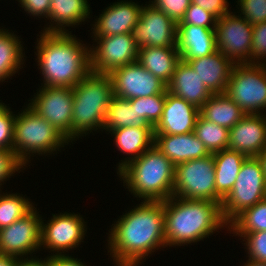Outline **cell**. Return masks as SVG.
<instances>
[{
	"label": "cell",
	"mask_w": 266,
	"mask_h": 266,
	"mask_svg": "<svg viewBox=\"0 0 266 266\" xmlns=\"http://www.w3.org/2000/svg\"><path fill=\"white\" fill-rule=\"evenodd\" d=\"M123 214L111 225L108 253L115 266H139L166 247L163 201H142Z\"/></svg>",
	"instance_id": "1"
},
{
	"label": "cell",
	"mask_w": 266,
	"mask_h": 266,
	"mask_svg": "<svg viewBox=\"0 0 266 266\" xmlns=\"http://www.w3.org/2000/svg\"><path fill=\"white\" fill-rule=\"evenodd\" d=\"M37 36L34 53L43 76L41 86L73 88L91 71L90 47L75 34L42 31Z\"/></svg>",
	"instance_id": "2"
},
{
	"label": "cell",
	"mask_w": 266,
	"mask_h": 266,
	"mask_svg": "<svg viewBox=\"0 0 266 266\" xmlns=\"http://www.w3.org/2000/svg\"><path fill=\"white\" fill-rule=\"evenodd\" d=\"M163 210L166 247L188 246L220 229L228 231L218 202L172 196L163 201Z\"/></svg>",
	"instance_id": "3"
},
{
	"label": "cell",
	"mask_w": 266,
	"mask_h": 266,
	"mask_svg": "<svg viewBox=\"0 0 266 266\" xmlns=\"http://www.w3.org/2000/svg\"><path fill=\"white\" fill-rule=\"evenodd\" d=\"M117 174L137 200L165 201L173 196L175 166L154 145Z\"/></svg>",
	"instance_id": "4"
},
{
	"label": "cell",
	"mask_w": 266,
	"mask_h": 266,
	"mask_svg": "<svg viewBox=\"0 0 266 266\" xmlns=\"http://www.w3.org/2000/svg\"><path fill=\"white\" fill-rule=\"evenodd\" d=\"M72 144L92 131H103L113 83L109 74L90 71L72 88Z\"/></svg>",
	"instance_id": "5"
},
{
	"label": "cell",
	"mask_w": 266,
	"mask_h": 266,
	"mask_svg": "<svg viewBox=\"0 0 266 266\" xmlns=\"http://www.w3.org/2000/svg\"><path fill=\"white\" fill-rule=\"evenodd\" d=\"M13 151L26 166L30 156L54 155L70 141L29 105L15 114ZM65 145V146H64Z\"/></svg>",
	"instance_id": "6"
},
{
	"label": "cell",
	"mask_w": 266,
	"mask_h": 266,
	"mask_svg": "<svg viewBox=\"0 0 266 266\" xmlns=\"http://www.w3.org/2000/svg\"><path fill=\"white\" fill-rule=\"evenodd\" d=\"M266 198V180L258 157H247L236 182L221 204L222 216L229 225L245 209Z\"/></svg>",
	"instance_id": "7"
},
{
	"label": "cell",
	"mask_w": 266,
	"mask_h": 266,
	"mask_svg": "<svg viewBox=\"0 0 266 266\" xmlns=\"http://www.w3.org/2000/svg\"><path fill=\"white\" fill-rule=\"evenodd\" d=\"M225 93L245 114H266V64H235Z\"/></svg>",
	"instance_id": "8"
},
{
	"label": "cell",
	"mask_w": 266,
	"mask_h": 266,
	"mask_svg": "<svg viewBox=\"0 0 266 266\" xmlns=\"http://www.w3.org/2000/svg\"><path fill=\"white\" fill-rule=\"evenodd\" d=\"M173 196L216 202L213 154L180 163L175 167Z\"/></svg>",
	"instance_id": "9"
},
{
	"label": "cell",
	"mask_w": 266,
	"mask_h": 266,
	"mask_svg": "<svg viewBox=\"0 0 266 266\" xmlns=\"http://www.w3.org/2000/svg\"><path fill=\"white\" fill-rule=\"evenodd\" d=\"M41 87V88H40ZM29 106L72 143L73 91L70 87L40 86Z\"/></svg>",
	"instance_id": "10"
},
{
	"label": "cell",
	"mask_w": 266,
	"mask_h": 266,
	"mask_svg": "<svg viewBox=\"0 0 266 266\" xmlns=\"http://www.w3.org/2000/svg\"><path fill=\"white\" fill-rule=\"evenodd\" d=\"M253 25L230 12L216 20L217 50L234 64L251 63Z\"/></svg>",
	"instance_id": "11"
},
{
	"label": "cell",
	"mask_w": 266,
	"mask_h": 266,
	"mask_svg": "<svg viewBox=\"0 0 266 266\" xmlns=\"http://www.w3.org/2000/svg\"><path fill=\"white\" fill-rule=\"evenodd\" d=\"M45 224L41 219V247L48 249L51 254L65 255L68 250H72L84 242L87 232L86 222L80 214L60 213L52 214Z\"/></svg>",
	"instance_id": "12"
},
{
	"label": "cell",
	"mask_w": 266,
	"mask_h": 266,
	"mask_svg": "<svg viewBox=\"0 0 266 266\" xmlns=\"http://www.w3.org/2000/svg\"><path fill=\"white\" fill-rule=\"evenodd\" d=\"M90 46V70L94 73L110 74L126 64L134 63L138 57V46L132 33L97 37Z\"/></svg>",
	"instance_id": "13"
},
{
	"label": "cell",
	"mask_w": 266,
	"mask_h": 266,
	"mask_svg": "<svg viewBox=\"0 0 266 266\" xmlns=\"http://www.w3.org/2000/svg\"><path fill=\"white\" fill-rule=\"evenodd\" d=\"M41 219L34 207L23 218L0 229V255L29 258L41 249ZM25 256V257H24Z\"/></svg>",
	"instance_id": "14"
},
{
	"label": "cell",
	"mask_w": 266,
	"mask_h": 266,
	"mask_svg": "<svg viewBox=\"0 0 266 266\" xmlns=\"http://www.w3.org/2000/svg\"><path fill=\"white\" fill-rule=\"evenodd\" d=\"M132 36L140 47H177V23L150 3L142 6Z\"/></svg>",
	"instance_id": "15"
},
{
	"label": "cell",
	"mask_w": 266,
	"mask_h": 266,
	"mask_svg": "<svg viewBox=\"0 0 266 266\" xmlns=\"http://www.w3.org/2000/svg\"><path fill=\"white\" fill-rule=\"evenodd\" d=\"M109 75L113 83V94L121 98L130 100L167 91V85L137 61L119 67Z\"/></svg>",
	"instance_id": "16"
},
{
	"label": "cell",
	"mask_w": 266,
	"mask_h": 266,
	"mask_svg": "<svg viewBox=\"0 0 266 266\" xmlns=\"http://www.w3.org/2000/svg\"><path fill=\"white\" fill-rule=\"evenodd\" d=\"M106 9L102 11L95 22L91 25V37H106L116 34L132 33L133 28L137 24L143 6L139 2L135 3L132 0H119L109 4Z\"/></svg>",
	"instance_id": "17"
},
{
	"label": "cell",
	"mask_w": 266,
	"mask_h": 266,
	"mask_svg": "<svg viewBox=\"0 0 266 266\" xmlns=\"http://www.w3.org/2000/svg\"><path fill=\"white\" fill-rule=\"evenodd\" d=\"M266 148V114H246L229 129L228 149L257 157Z\"/></svg>",
	"instance_id": "18"
},
{
	"label": "cell",
	"mask_w": 266,
	"mask_h": 266,
	"mask_svg": "<svg viewBox=\"0 0 266 266\" xmlns=\"http://www.w3.org/2000/svg\"><path fill=\"white\" fill-rule=\"evenodd\" d=\"M199 108L166 91V100L160 121L154 127V134L176 135L194 131Z\"/></svg>",
	"instance_id": "19"
},
{
	"label": "cell",
	"mask_w": 266,
	"mask_h": 266,
	"mask_svg": "<svg viewBox=\"0 0 266 266\" xmlns=\"http://www.w3.org/2000/svg\"><path fill=\"white\" fill-rule=\"evenodd\" d=\"M176 46L184 62L208 56L217 51L215 28L177 24Z\"/></svg>",
	"instance_id": "20"
},
{
	"label": "cell",
	"mask_w": 266,
	"mask_h": 266,
	"mask_svg": "<svg viewBox=\"0 0 266 266\" xmlns=\"http://www.w3.org/2000/svg\"><path fill=\"white\" fill-rule=\"evenodd\" d=\"M187 63L212 94L225 93L234 63L219 50Z\"/></svg>",
	"instance_id": "21"
},
{
	"label": "cell",
	"mask_w": 266,
	"mask_h": 266,
	"mask_svg": "<svg viewBox=\"0 0 266 266\" xmlns=\"http://www.w3.org/2000/svg\"><path fill=\"white\" fill-rule=\"evenodd\" d=\"M154 146L170 159L175 167L180 163L210 155L194 132L176 135L154 134Z\"/></svg>",
	"instance_id": "22"
},
{
	"label": "cell",
	"mask_w": 266,
	"mask_h": 266,
	"mask_svg": "<svg viewBox=\"0 0 266 266\" xmlns=\"http://www.w3.org/2000/svg\"><path fill=\"white\" fill-rule=\"evenodd\" d=\"M167 91L199 109L213 95L187 62L180 61L167 85Z\"/></svg>",
	"instance_id": "23"
},
{
	"label": "cell",
	"mask_w": 266,
	"mask_h": 266,
	"mask_svg": "<svg viewBox=\"0 0 266 266\" xmlns=\"http://www.w3.org/2000/svg\"><path fill=\"white\" fill-rule=\"evenodd\" d=\"M90 13L88 0H51L49 22L44 27L43 32L71 33L72 31L65 27L77 26L88 21L87 19L92 17Z\"/></svg>",
	"instance_id": "24"
},
{
	"label": "cell",
	"mask_w": 266,
	"mask_h": 266,
	"mask_svg": "<svg viewBox=\"0 0 266 266\" xmlns=\"http://www.w3.org/2000/svg\"><path fill=\"white\" fill-rule=\"evenodd\" d=\"M114 144L123 154L128 155L117 166V172L128 162L141 156L154 145V128L152 126L123 127L112 130ZM131 157H130V156Z\"/></svg>",
	"instance_id": "25"
},
{
	"label": "cell",
	"mask_w": 266,
	"mask_h": 266,
	"mask_svg": "<svg viewBox=\"0 0 266 266\" xmlns=\"http://www.w3.org/2000/svg\"><path fill=\"white\" fill-rule=\"evenodd\" d=\"M181 61L177 47H140L137 62L166 85Z\"/></svg>",
	"instance_id": "26"
},
{
	"label": "cell",
	"mask_w": 266,
	"mask_h": 266,
	"mask_svg": "<svg viewBox=\"0 0 266 266\" xmlns=\"http://www.w3.org/2000/svg\"><path fill=\"white\" fill-rule=\"evenodd\" d=\"M215 165L216 202L222 204L236 182L240 167L247 158L241 152L230 149L213 153Z\"/></svg>",
	"instance_id": "27"
},
{
	"label": "cell",
	"mask_w": 266,
	"mask_h": 266,
	"mask_svg": "<svg viewBox=\"0 0 266 266\" xmlns=\"http://www.w3.org/2000/svg\"><path fill=\"white\" fill-rule=\"evenodd\" d=\"M199 115L209 122L231 129L246 114L226 93H217L199 109Z\"/></svg>",
	"instance_id": "28"
},
{
	"label": "cell",
	"mask_w": 266,
	"mask_h": 266,
	"mask_svg": "<svg viewBox=\"0 0 266 266\" xmlns=\"http://www.w3.org/2000/svg\"><path fill=\"white\" fill-rule=\"evenodd\" d=\"M19 38L13 31L0 29V82H7L23 68L25 52Z\"/></svg>",
	"instance_id": "29"
},
{
	"label": "cell",
	"mask_w": 266,
	"mask_h": 266,
	"mask_svg": "<svg viewBox=\"0 0 266 266\" xmlns=\"http://www.w3.org/2000/svg\"><path fill=\"white\" fill-rule=\"evenodd\" d=\"M151 126L148 122L140 118L136 111V105H131L129 99L113 95L107 109V115L103 125V130L111 132L123 127Z\"/></svg>",
	"instance_id": "30"
},
{
	"label": "cell",
	"mask_w": 266,
	"mask_h": 266,
	"mask_svg": "<svg viewBox=\"0 0 266 266\" xmlns=\"http://www.w3.org/2000/svg\"><path fill=\"white\" fill-rule=\"evenodd\" d=\"M228 231L238 237L245 233L266 231V198L240 213L228 225Z\"/></svg>",
	"instance_id": "31"
},
{
	"label": "cell",
	"mask_w": 266,
	"mask_h": 266,
	"mask_svg": "<svg viewBox=\"0 0 266 266\" xmlns=\"http://www.w3.org/2000/svg\"><path fill=\"white\" fill-rule=\"evenodd\" d=\"M193 132L210 154L228 149L229 129L221 125L209 122L199 115Z\"/></svg>",
	"instance_id": "32"
},
{
	"label": "cell",
	"mask_w": 266,
	"mask_h": 266,
	"mask_svg": "<svg viewBox=\"0 0 266 266\" xmlns=\"http://www.w3.org/2000/svg\"><path fill=\"white\" fill-rule=\"evenodd\" d=\"M0 190V229L10 226L23 218L33 208L34 203L20 193H3Z\"/></svg>",
	"instance_id": "33"
},
{
	"label": "cell",
	"mask_w": 266,
	"mask_h": 266,
	"mask_svg": "<svg viewBox=\"0 0 266 266\" xmlns=\"http://www.w3.org/2000/svg\"><path fill=\"white\" fill-rule=\"evenodd\" d=\"M166 93L130 99L131 105H136V111L140 118L145 119L153 128L160 121Z\"/></svg>",
	"instance_id": "34"
},
{
	"label": "cell",
	"mask_w": 266,
	"mask_h": 266,
	"mask_svg": "<svg viewBox=\"0 0 266 266\" xmlns=\"http://www.w3.org/2000/svg\"><path fill=\"white\" fill-rule=\"evenodd\" d=\"M248 259L266 263V231L245 233L242 237Z\"/></svg>",
	"instance_id": "35"
},
{
	"label": "cell",
	"mask_w": 266,
	"mask_h": 266,
	"mask_svg": "<svg viewBox=\"0 0 266 266\" xmlns=\"http://www.w3.org/2000/svg\"><path fill=\"white\" fill-rule=\"evenodd\" d=\"M240 9L237 13L242 19L247 20L252 25L266 21V0H238L236 1ZM243 15V16H242Z\"/></svg>",
	"instance_id": "36"
},
{
	"label": "cell",
	"mask_w": 266,
	"mask_h": 266,
	"mask_svg": "<svg viewBox=\"0 0 266 266\" xmlns=\"http://www.w3.org/2000/svg\"><path fill=\"white\" fill-rule=\"evenodd\" d=\"M216 20L217 18L213 14L191 3L185 11L184 17L177 24H192L206 28H215Z\"/></svg>",
	"instance_id": "37"
},
{
	"label": "cell",
	"mask_w": 266,
	"mask_h": 266,
	"mask_svg": "<svg viewBox=\"0 0 266 266\" xmlns=\"http://www.w3.org/2000/svg\"><path fill=\"white\" fill-rule=\"evenodd\" d=\"M251 63L266 64V21L253 25Z\"/></svg>",
	"instance_id": "38"
},
{
	"label": "cell",
	"mask_w": 266,
	"mask_h": 266,
	"mask_svg": "<svg viewBox=\"0 0 266 266\" xmlns=\"http://www.w3.org/2000/svg\"><path fill=\"white\" fill-rule=\"evenodd\" d=\"M25 167L27 166L17 158L13 150H0V190L4 181L14 176L16 172L20 173Z\"/></svg>",
	"instance_id": "39"
},
{
	"label": "cell",
	"mask_w": 266,
	"mask_h": 266,
	"mask_svg": "<svg viewBox=\"0 0 266 266\" xmlns=\"http://www.w3.org/2000/svg\"><path fill=\"white\" fill-rule=\"evenodd\" d=\"M149 3L178 23L184 17L191 0H151Z\"/></svg>",
	"instance_id": "40"
},
{
	"label": "cell",
	"mask_w": 266,
	"mask_h": 266,
	"mask_svg": "<svg viewBox=\"0 0 266 266\" xmlns=\"http://www.w3.org/2000/svg\"><path fill=\"white\" fill-rule=\"evenodd\" d=\"M20 7L24 8L30 16H35L34 18H47L50 11L51 0H17ZM40 16V17H39Z\"/></svg>",
	"instance_id": "41"
},
{
	"label": "cell",
	"mask_w": 266,
	"mask_h": 266,
	"mask_svg": "<svg viewBox=\"0 0 266 266\" xmlns=\"http://www.w3.org/2000/svg\"><path fill=\"white\" fill-rule=\"evenodd\" d=\"M191 3L198 5L213 14L217 19L230 13L228 0H191Z\"/></svg>",
	"instance_id": "42"
},
{
	"label": "cell",
	"mask_w": 266,
	"mask_h": 266,
	"mask_svg": "<svg viewBox=\"0 0 266 266\" xmlns=\"http://www.w3.org/2000/svg\"><path fill=\"white\" fill-rule=\"evenodd\" d=\"M65 255H50L47 256L49 266H87L86 263L82 262L80 259Z\"/></svg>",
	"instance_id": "43"
},
{
	"label": "cell",
	"mask_w": 266,
	"mask_h": 266,
	"mask_svg": "<svg viewBox=\"0 0 266 266\" xmlns=\"http://www.w3.org/2000/svg\"><path fill=\"white\" fill-rule=\"evenodd\" d=\"M14 125H0V150H13Z\"/></svg>",
	"instance_id": "44"
},
{
	"label": "cell",
	"mask_w": 266,
	"mask_h": 266,
	"mask_svg": "<svg viewBox=\"0 0 266 266\" xmlns=\"http://www.w3.org/2000/svg\"><path fill=\"white\" fill-rule=\"evenodd\" d=\"M10 108L5 103L0 102V125H14L15 114Z\"/></svg>",
	"instance_id": "45"
},
{
	"label": "cell",
	"mask_w": 266,
	"mask_h": 266,
	"mask_svg": "<svg viewBox=\"0 0 266 266\" xmlns=\"http://www.w3.org/2000/svg\"><path fill=\"white\" fill-rule=\"evenodd\" d=\"M15 266H49V262L46 258L42 260V258H35L29 256V258H22V259H17Z\"/></svg>",
	"instance_id": "46"
},
{
	"label": "cell",
	"mask_w": 266,
	"mask_h": 266,
	"mask_svg": "<svg viewBox=\"0 0 266 266\" xmlns=\"http://www.w3.org/2000/svg\"><path fill=\"white\" fill-rule=\"evenodd\" d=\"M16 261L15 257L0 255V266H15Z\"/></svg>",
	"instance_id": "47"
},
{
	"label": "cell",
	"mask_w": 266,
	"mask_h": 266,
	"mask_svg": "<svg viewBox=\"0 0 266 266\" xmlns=\"http://www.w3.org/2000/svg\"><path fill=\"white\" fill-rule=\"evenodd\" d=\"M257 157L261 161L265 180H266V148Z\"/></svg>",
	"instance_id": "48"
},
{
	"label": "cell",
	"mask_w": 266,
	"mask_h": 266,
	"mask_svg": "<svg viewBox=\"0 0 266 266\" xmlns=\"http://www.w3.org/2000/svg\"><path fill=\"white\" fill-rule=\"evenodd\" d=\"M243 266H266V263L248 259Z\"/></svg>",
	"instance_id": "49"
}]
</instances>
